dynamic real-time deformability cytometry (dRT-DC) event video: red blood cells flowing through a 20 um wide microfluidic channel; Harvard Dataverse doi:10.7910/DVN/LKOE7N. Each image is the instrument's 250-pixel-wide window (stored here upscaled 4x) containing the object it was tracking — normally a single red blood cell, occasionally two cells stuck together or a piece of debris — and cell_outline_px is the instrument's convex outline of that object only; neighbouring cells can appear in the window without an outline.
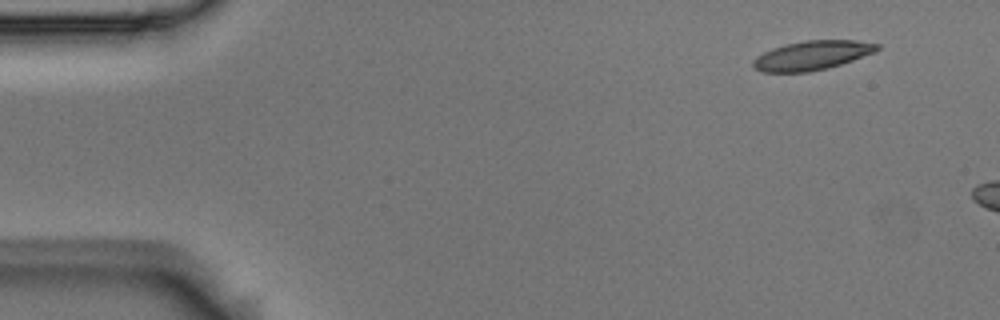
{"species": "Egyptian fruit bat (a non-hibernating species)", "species_latin": "Rousettus aegyptiacus", "temperature_condition": "room temperature", "stored_images_in_passage": 2, "camera_frame_rate_fps": 3000, "um_per_image_px": 0.085, "animal": {"sex": "male"}, "frame": {"image": 1, "passage_image": 1, "time_ms": 0.0, "image_size_px": [1000, 320], "cell_outline_px": [[880, 48], [876, 52], [828, 68], [808, 72], [764, 72], [756, 68], [752, 64], [752, 60], [756, 56], [772, 48], [784, 44], [808, 40], [856, 40], [880, 44]], "centroid_in_image_um": [69.03, 4.7], "position_along_channel_um": 16.0, "area_um2": 21.1}}